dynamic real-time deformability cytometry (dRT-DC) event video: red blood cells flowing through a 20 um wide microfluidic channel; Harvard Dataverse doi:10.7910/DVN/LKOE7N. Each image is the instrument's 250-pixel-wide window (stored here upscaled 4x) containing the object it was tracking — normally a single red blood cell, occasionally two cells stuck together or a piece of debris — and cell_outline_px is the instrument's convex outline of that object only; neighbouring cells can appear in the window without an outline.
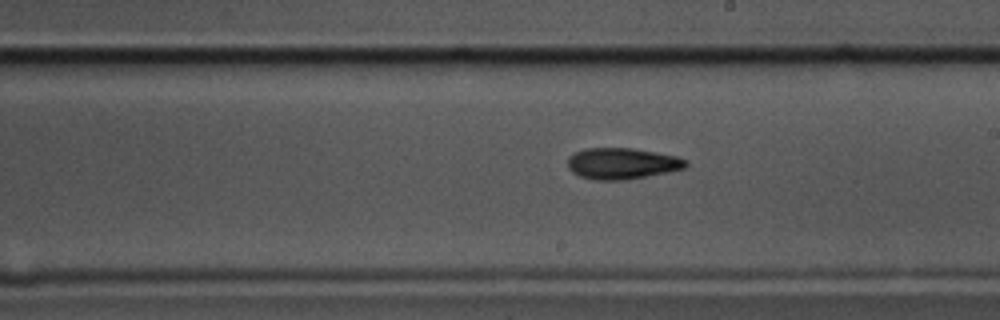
{"species": "common noctule bat (a hibernating species)", "species_latin": "Nyctalus noctula", "temperature_condition": "cold", "stored_images_in_passage": 57, "camera_frame_rate_fps": 3000, "um_per_image_px": 0.085, "animal": {"sex": "male", "body_mass_g": 17.5, "forearm_length_mm": 52.3}, "frame": {"image": 1, "passage_image": 32, "time_ms": 10.333, "image_size_px": [1000, 320], "cell_outline_px": [[688, 164], [684, 168], [668, 172], [628, 180], [596, 180], [580, 176], [572, 172], [568, 168], [568, 156], [584, 148], [632, 148], [656, 152], [676, 156], [688, 160]], "centroid_in_image_um": [52.88, 13.9], "position_along_channel_um": 236.1, "area_um2": 21.62}}
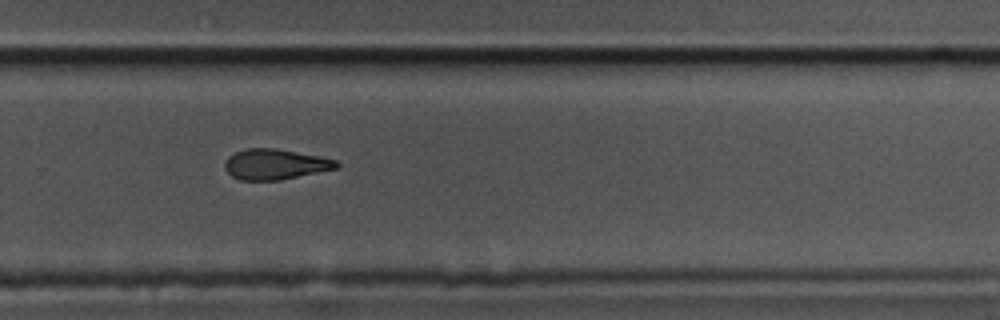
{"frame": {"image": 2, "passage_image": 38, "time_ms": 12.333, "image_size_px": [1000, 320], "cell_outline_px": [[340, 164], [336, 168], [280, 180], [240, 180], [232, 176], [224, 168], [224, 164], [228, 156], [236, 152], [248, 148], [276, 148], [320, 156], [336, 160]], "centroid_in_image_um": [23.37, 13.96], "position_along_channel_um": 306.4, "area_um2": 19.71}}
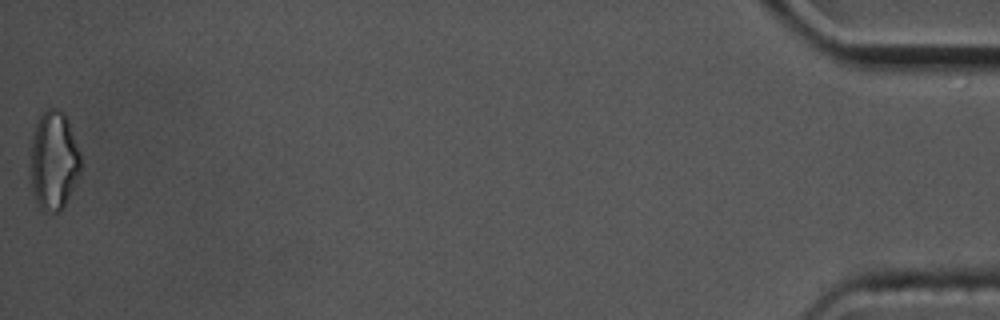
{"frame": {"image": 3, "passage_image": 57, "time_ms": 18.667, "image_size_px": [1000, 320], "cell_outline_px": [[80, 172], [76, 184], [64, 208], [56, 212], [44, 212], [40, 208], [36, 200], [32, 188], [28, 172], [28, 148], [36, 124], [40, 116], [48, 108], [56, 108], [64, 112], [68, 120], [80, 152]], "centroid_in_image_um": [4.53, 13.67], "position_along_channel_um": 430.7, "area_um2": 29.88}, "authors_computed_cell_mechanics": {"area_um2": 20.808, "velocity_mm_per_s": 3.5123, "shape_relaxation_time_tau1_ms": 4.458, "shape_relaxation_time_tau2_ms": 5.9772, "deformation_change_tau1": 0.1515, "deformation_change_tau2": 0.1589}}